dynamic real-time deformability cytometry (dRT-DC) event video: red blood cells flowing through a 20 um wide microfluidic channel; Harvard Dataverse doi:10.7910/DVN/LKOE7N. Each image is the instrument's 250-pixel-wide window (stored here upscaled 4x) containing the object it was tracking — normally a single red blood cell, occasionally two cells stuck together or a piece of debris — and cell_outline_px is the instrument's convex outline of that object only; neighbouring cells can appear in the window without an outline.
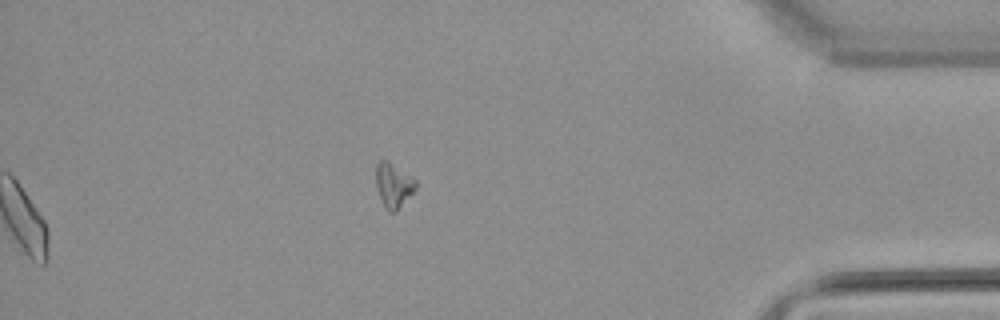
{"species": "common noctule bat (a hibernating species)", "species_latin": "Nyctalus noctula", "temperature_condition": "warm", "stored_images_in_passage": 53, "camera_frame_rate_fps": 3000, "um_per_image_px": 0.085, "animal": {"sex": "male", "body_mass_g": 21.5, "forearm_length_mm": 52.0}, "frame": {"image": 1, "passage_image": 53, "time_ms": 17.333, "image_size_px": [1000, 320], "cell_outline_px": [[416, 188], [396, 212], [388, 212], [376, 188], [376, 164], [380, 160], [388, 160], [412, 176], [416, 180]], "centroid_in_image_um": [33.45, 15.72], "position_along_channel_um": 401.8, "area_um2": 10.29}, "authors_computed_cell_mechanics": {"area_um2": 19.074, "velocity_mm_per_s": 3.8148, "shape_relaxation_time_tau1_ms": null, "shape_relaxation_time_tau2_ms": 5.8959, "deformation_change_tau1": null, "deformation_change_tau2": 0.1201}}